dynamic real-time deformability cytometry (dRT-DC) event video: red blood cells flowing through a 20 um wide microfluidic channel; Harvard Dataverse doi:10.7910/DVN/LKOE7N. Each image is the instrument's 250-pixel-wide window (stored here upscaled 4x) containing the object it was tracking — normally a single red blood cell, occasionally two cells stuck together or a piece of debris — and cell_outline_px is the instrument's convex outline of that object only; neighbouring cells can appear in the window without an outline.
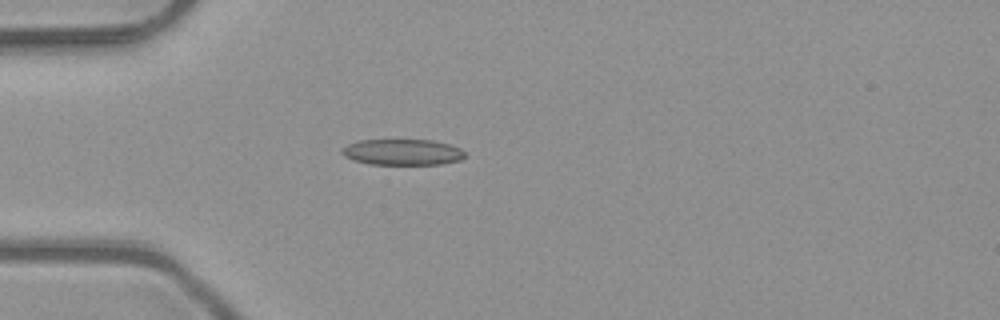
{"species": "common noctule bat (a hibernating species)", "species_latin": "Nyctalus noctula", "temperature_condition": "room temperature", "stored_images_in_passage": 5, "camera_frame_rate_fps": 3000, "um_per_image_px": 0.085, "animal": {"sex": "male", "body_mass_g": 23.1, "forearm_length_mm": 52.7}, "frame": {"image": 1, "passage_image": 5, "time_ms": 1.333, "image_size_px": [1000, 320], "cell_outline_px": [[464, 156], [460, 160], [444, 164], [368, 164], [352, 160], [344, 156], [340, 152], [348, 144], [360, 140], [432, 140], [448, 144], [460, 148], [464, 152]], "centroid_in_image_um": [34.2, 12.93], "position_along_channel_um": 50.8, "area_um2": 18.55}}